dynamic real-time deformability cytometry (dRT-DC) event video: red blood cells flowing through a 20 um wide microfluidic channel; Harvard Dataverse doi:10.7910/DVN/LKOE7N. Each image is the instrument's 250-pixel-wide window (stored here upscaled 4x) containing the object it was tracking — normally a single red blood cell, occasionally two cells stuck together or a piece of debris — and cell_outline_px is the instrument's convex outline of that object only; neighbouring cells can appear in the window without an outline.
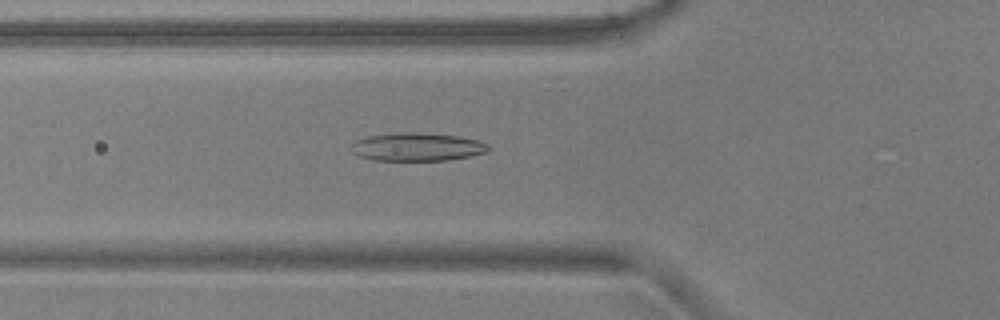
{"species": "common noctule bat (a hibernating species)", "species_latin": "Nyctalus noctula", "temperature_condition": "warm", "stored_images_in_passage": 46, "camera_frame_rate_fps": 3000, "um_per_image_px": 0.085, "animal": {"sex": "male", "body_mass_g": 17.9, "forearm_length_mm": 54.2}, "frame": {"image": 1, "passage_image": 19, "time_ms": 6.0, "image_size_px": [1000, 320], "cell_outline_px": [[492, 148], [488, 152], [472, 156], [448, 160], [372, 160], [360, 156], [352, 152], [352, 144], [356, 140], [368, 136], [400, 132], [416, 132], [460, 136], [476, 140], [488, 144]], "centroid_in_image_um": [35.5, 12.48], "position_along_channel_um": 90.3, "area_um2": 22.6}}
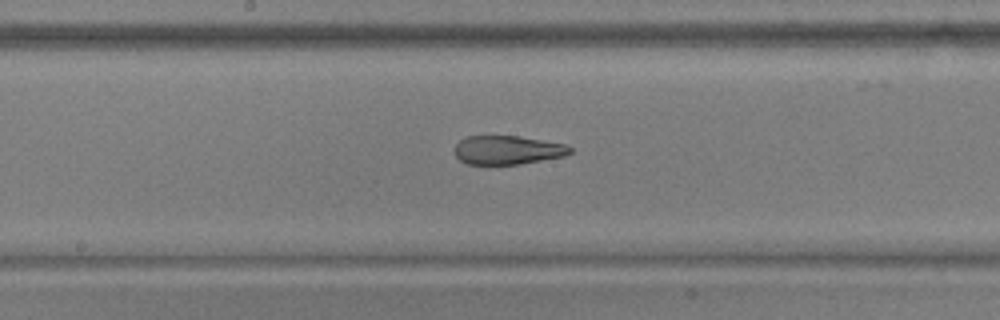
{"frame": {"image": 2, "passage_image": 28, "time_ms": 9.0, "image_size_px": [1000, 320], "cell_outline_px": [[572, 152], [564, 156], [520, 164], [468, 164], [460, 160], [456, 156], [452, 148], [460, 140], [468, 136], [520, 136], [564, 144], [572, 148]], "centroid_in_image_um": [43.11, 12.75], "position_along_channel_um": 205.1, "area_um2": 19.36}}
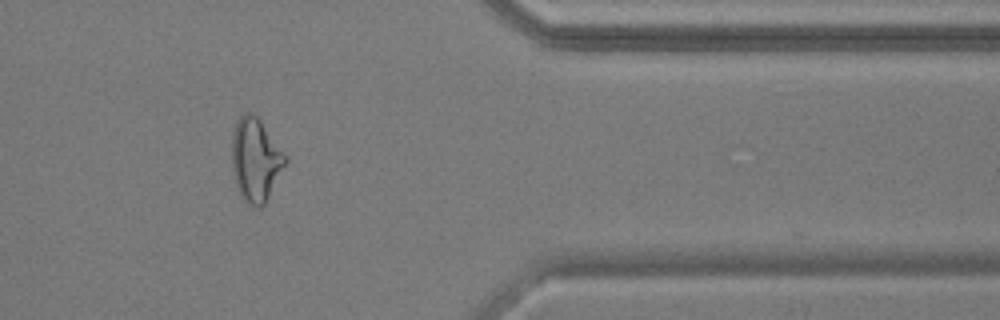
{"frame": {"image": 3, "passage_image": 44, "time_ms": 14.333, "image_size_px": [1000, 320], "cell_outline_px": [[288, 160], [264, 204], [260, 208], [256, 208], [248, 204], [240, 196], [232, 172], [232, 132], [236, 120], [244, 112], [252, 112], [260, 120], [288, 156]], "centroid_in_image_um": [21.71, 13.57], "position_along_channel_um": 389.7, "area_um2": 26.18}}